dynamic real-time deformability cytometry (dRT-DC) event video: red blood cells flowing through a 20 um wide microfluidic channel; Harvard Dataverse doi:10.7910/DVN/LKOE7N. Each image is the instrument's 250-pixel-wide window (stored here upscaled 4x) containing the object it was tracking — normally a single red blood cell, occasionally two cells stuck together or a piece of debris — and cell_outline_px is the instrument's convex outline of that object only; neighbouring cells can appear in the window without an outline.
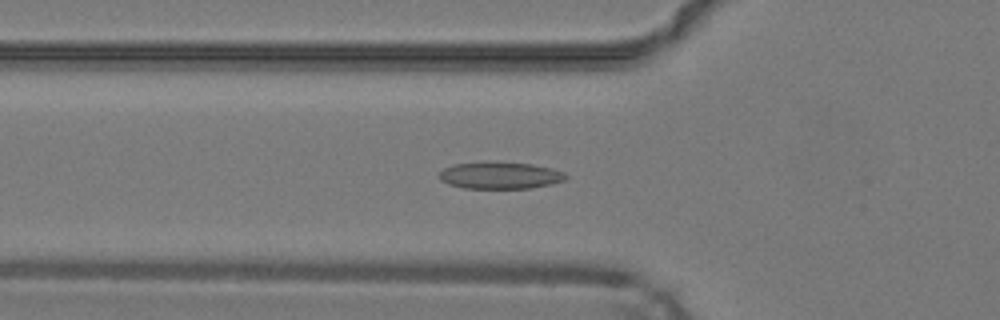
{"species": "common noctule bat (a hibernating species)", "species_latin": "Nyctalus noctula", "temperature_condition": "warm", "stored_images_in_passage": 48, "camera_frame_rate_fps": 3000, "um_per_image_px": 0.085, "animal": {"sex": "male", "body_mass_g": 19.2, "forearm_length_mm": 51.8}, "frame": {"image": 1, "passage_image": 17, "time_ms": 5.333, "image_size_px": [1000, 320], "cell_outline_px": [[568, 176], [564, 180], [552, 184], [532, 188], [464, 188], [448, 184], [440, 180], [440, 172], [444, 168], [452, 164], [484, 160], [532, 164], [552, 168], [564, 172]], "centroid_in_image_um": [42.49, 14.88], "position_along_channel_um": 83.3, "area_um2": 20.29}}
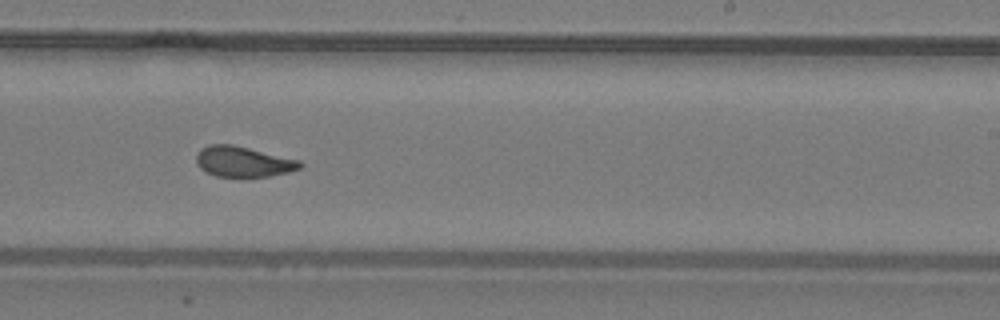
{"frame": {"image": 2, "passage_image": 30, "time_ms": 9.667, "image_size_px": [1000, 320], "cell_outline_px": [[304, 164], [300, 168], [288, 172], [268, 176], [216, 176], [200, 168], [196, 164], [196, 152], [200, 148], [208, 144], [232, 144], [300, 160]], "centroid_in_image_um": [20.64, 13.72], "position_along_channel_um": 268.4, "area_um2": 18.38}}
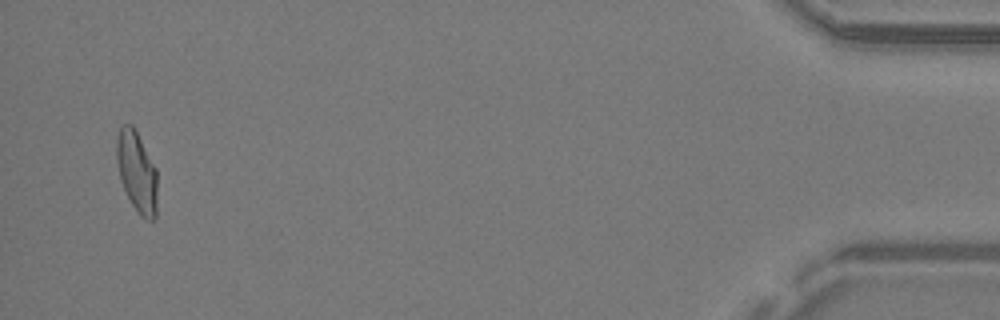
{"frame": {"image": 3, "passage_image": 47, "time_ms": 15.333, "image_size_px": [1000, 320], "cell_outline_px": [[156, 220], [148, 220], [140, 216], [136, 212], [120, 180], [116, 160], [116, 140], [120, 128], [124, 124], [132, 124], [156, 168]], "centroid_in_image_um": [11.62, 14.63], "position_along_channel_um": 423.6, "area_um2": 19.07}, "authors_computed_cell_mechanics": {"area_um2": 19.074, "velocity_mm_per_s": 4.2607, "shape_relaxation_time_tau1_ms": null, "shape_relaxation_time_tau2_ms": 1.4755, "deformation_change_tau1": null, "deformation_change_tau2": 0.0718}}